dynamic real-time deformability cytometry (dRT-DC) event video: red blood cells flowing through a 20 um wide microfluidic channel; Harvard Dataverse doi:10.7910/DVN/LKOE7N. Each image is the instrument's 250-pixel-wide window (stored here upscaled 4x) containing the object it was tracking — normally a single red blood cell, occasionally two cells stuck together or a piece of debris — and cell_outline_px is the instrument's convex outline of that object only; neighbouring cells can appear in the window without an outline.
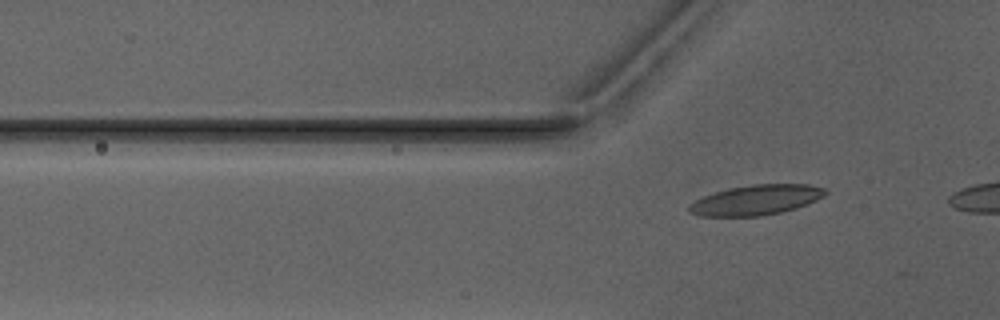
{"species": "Egyptian fruit bat (a non-hibernating species)", "species_latin": "Rousettus aegyptiacus", "temperature_condition": "warm", "stored_images_in_passage": 5, "camera_frame_rate_fps": 3000, "um_per_image_px": 0.085, "animal": {"sex": "male"}, "frame": {"image": 1, "passage_image": 5, "time_ms": 5.667, "image_size_px": [1000, 320], "cell_outline_px": [[828, 192], [824, 196], [816, 200], [796, 208], [780, 212], [760, 216], [700, 216], [688, 212], [688, 204], [704, 196], [728, 188], [752, 184], [808, 184], [824, 188]], "centroid_in_image_um": [64.26, 16.99], "position_along_channel_um": 61.5, "area_um2": 23.81}}